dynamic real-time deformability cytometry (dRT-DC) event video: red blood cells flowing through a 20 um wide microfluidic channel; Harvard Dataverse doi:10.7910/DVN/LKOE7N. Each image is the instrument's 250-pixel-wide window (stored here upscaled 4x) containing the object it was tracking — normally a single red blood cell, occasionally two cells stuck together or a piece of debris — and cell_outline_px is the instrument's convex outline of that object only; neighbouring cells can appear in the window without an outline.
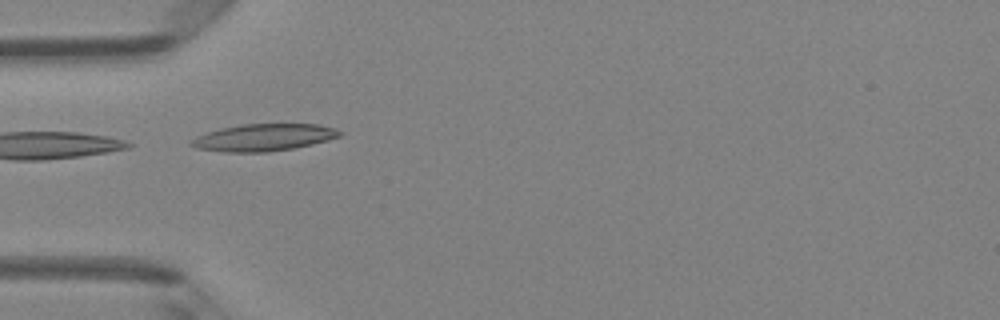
{"species": "Egyptian fruit bat (a non-hibernating species)", "species_latin": "Rousettus aegyptiacus", "temperature_condition": "room temperature", "stored_images_in_passage": 6, "camera_frame_rate_fps": 3000, "um_per_image_px": 0.085, "animal": {"sex": "female"}, "frame": {"image": 1, "passage_image": 4, "time_ms": 1.0, "image_size_px": [1000, 320], "cell_outline_px": [[344, 132], [340, 136], [328, 140], [312, 144], [292, 148], [268, 152], [224, 152], [196, 148], [188, 144], [196, 136], [220, 128], [240, 124], [316, 124], [336, 128]], "centroid_in_image_um": [22.41, 11.68], "position_along_channel_um": 62.6, "area_um2": 23.47}}
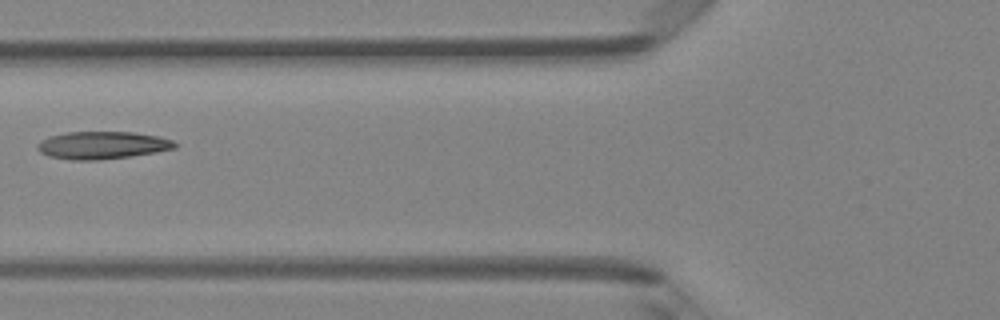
{"frame": {"image": 2, "passage_image": 5, "time_ms": 1.333, "image_size_px": [1000, 320], "cell_outline_px": [[176, 148], [156, 152], [100, 160], [72, 160], [48, 156], [40, 152], [36, 148], [36, 144], [40, 140], [52, 136], [68, 132], [132, 132], [160, 136], [172, 140], [176, 144]], "centroid_in_image_um": [8.68, 12.34], "position_along_channel_um": 117.1, "area_um2": 22.02}}
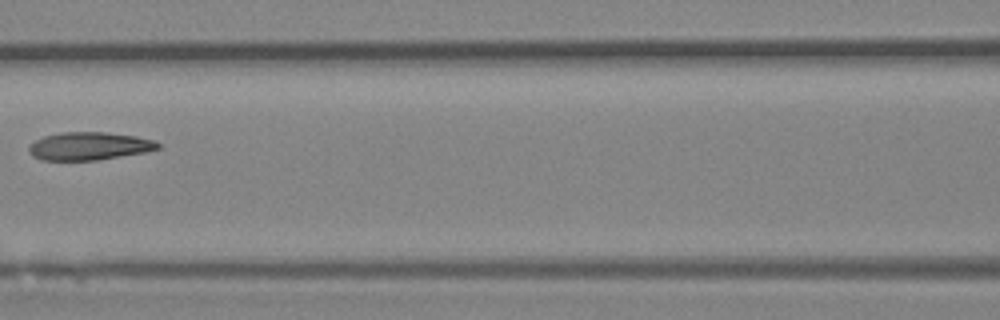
{"frame": {"image": 3, "passage_image": 6, "time_ms": 1.667, "image_size_px": [1000, 320], "cell_outline_px": [[160, 148], [148, 152], [96, 160], [40, 160], [32, 156], [28, 152], [28, 148], [36, 140], [44, 136], [60, 132], [104, 132], [136, 136], [152, 140], [160, 144]], "centroid_in_image_um": [7.57, 12.42], "position_along_channel_um": 159.0, "area_um2": 21.04}}